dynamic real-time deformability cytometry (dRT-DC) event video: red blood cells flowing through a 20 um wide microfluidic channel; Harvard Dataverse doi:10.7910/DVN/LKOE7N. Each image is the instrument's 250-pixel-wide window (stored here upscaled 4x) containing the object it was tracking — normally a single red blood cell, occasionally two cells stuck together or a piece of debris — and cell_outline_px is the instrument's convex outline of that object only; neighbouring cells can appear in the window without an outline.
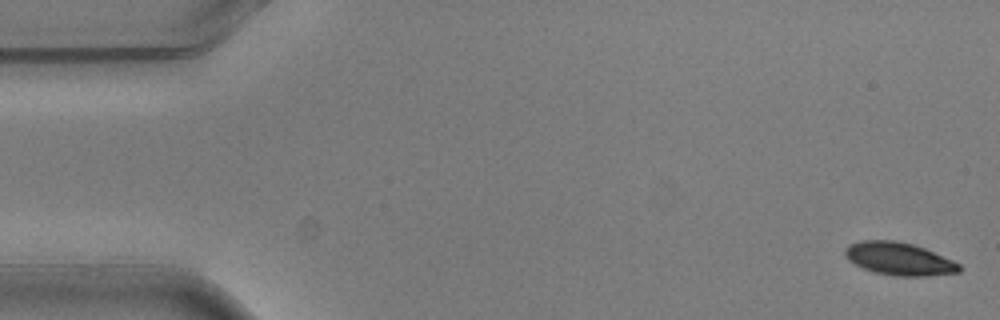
{"species": "common noctule bat (a hibernating species)", "species_latin": "Nyctalus noctula", "temperature_condition": "warm", "stored_images_in_passage": 5, "camera_frame_rate_fps": 3000, "um_per_image_px": 0.085, "animal": {"sex": "male", "body_mass_g": 20.5, "forearm_length_mm": 52.5}, "frame": {"image": 1, "passage_image": 1, "time_ms": 0.0, "image_size_px": [1000, 320], "cell_outline_px": [[960, 272], [928, 276], [896, 276], [876, 272], [864, 268], [848, 260], [844, 252], [844, 248], [848, 244], [860, 240], [896, 240], [912, 244], [924, 248], [952, 260], [960, 264]], "centroid_in_image_um": [76.4, 21.99], "position_along_channel_um": 8.6, "area_um2": 21.73}}
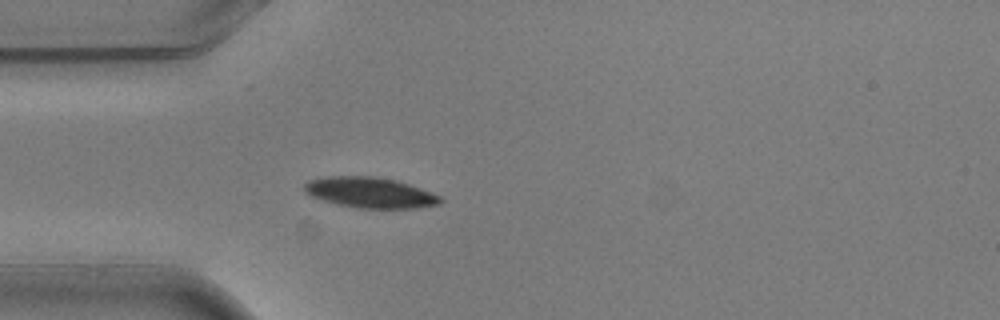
{"frame": {"image": 2, "passage_image": 5, "time_ms": 1.333, "image_size_px": [1000, 320], "cell_outline_px": [[444, 200], [440, 204], [416, 208], [356, 208], [324, 200], [312, 196], [304, 192], [304, 184], [308, 180], [328, 176], [376, 176], [396, 180], [408, 184], [440, 196]], "centroid_in_image_um": [31.45, 16.36], "position_along_channel_um": 53.5, "area_um2": 24.1}}